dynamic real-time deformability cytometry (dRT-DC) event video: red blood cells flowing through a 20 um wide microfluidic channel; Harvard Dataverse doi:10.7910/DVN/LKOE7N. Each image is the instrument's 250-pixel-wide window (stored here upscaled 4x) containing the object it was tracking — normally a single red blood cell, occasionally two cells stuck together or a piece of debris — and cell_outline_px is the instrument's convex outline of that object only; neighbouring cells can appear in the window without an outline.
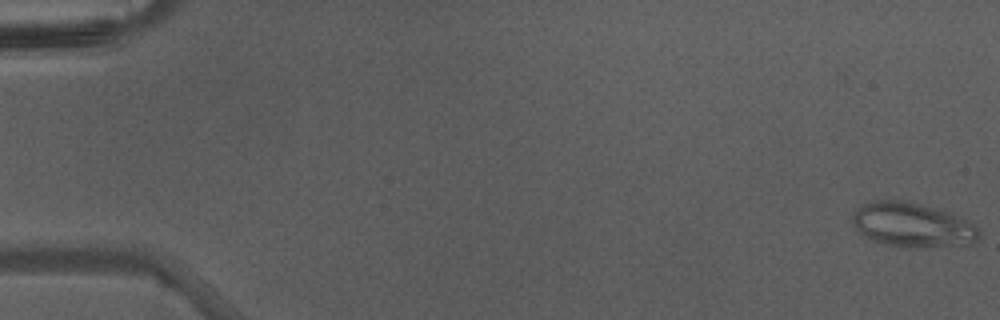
{"species": "Egyptian fruit bat (a non-hibernating species)", "species_latin": "Rousettus aegyptiacus", "temperature_condition": "warm", "stored_images_in_passage": 46, "camera_frame_rate_fps": 3000, "um_per_image_px": 0.085, "animal": {"sex": "male"}, "frame": {"image": 1, "passage_image": 1, "time_ms": 0.0, "image_size_px": [1000, 320], "cell_outline_px": [[980, 236], [976, 240], [968, 244], [928, 248], [900, 248], [880, 244], [868, 240], [852, 224], [852, 216], [860, 204], [876, 200], [904, 200], [920, 204], [948, 212], [972, 224], [980, 232]], "centroid_in_image_um": [77.48, 19.15], "position_along_channel_um": 7.5, "area_um2": 33.12}}
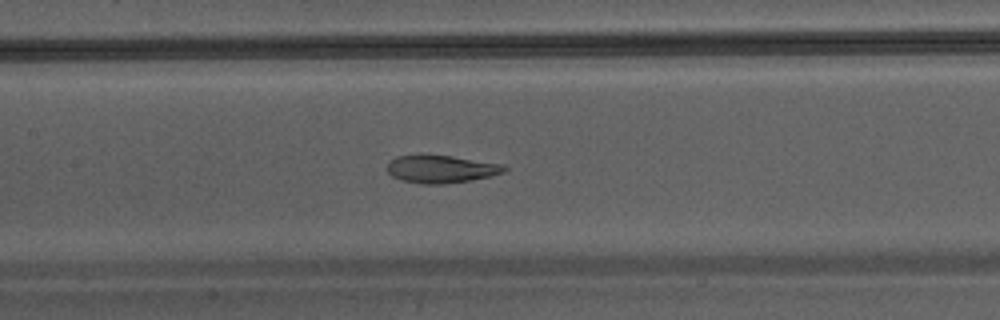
{"frame": {"image": 2, "passage_image": 23, "time_ms": 7.333, "image_size_px": [1000, 320], "cell_outline_px": [[508, 168], [504, 172], [492, 176], [472, 180], [444, 184], [424, 184], [400, 180], [392, 176], [384, 168], [396, 156], [420, 152], [452, 156], [504, 164]], "centroid_in_image_um": [37.46, 14.34], "position_along_channel_um": 169.9, "area_um2": 19.65}}
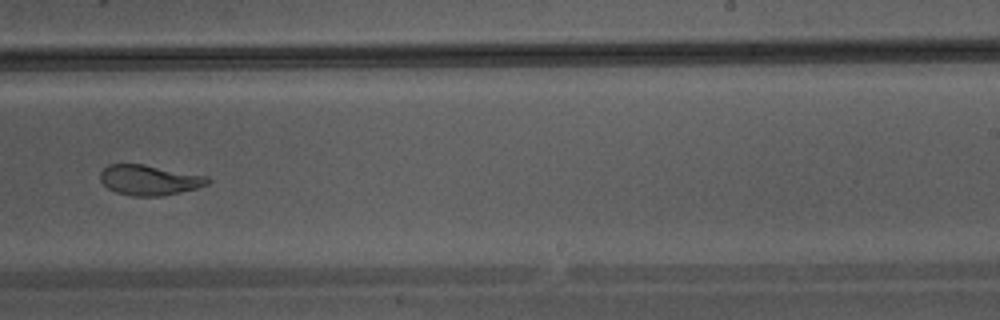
{"frame": {"image": 3, "passage_image": 30, "time_ms": 9.667, "image_size_px": [1000, 320], "cell_outline_px": [[212, 180], [208, 184], [196, 188], [180, 192], [160, 196], [132, 196], [116, 192], [108, 188], [100, 180], [100, 172], [108, 164], [144, 164], [208, 176]], "centroid_in_image_um": [12.7, 15.3], "position_along_channel_um": 276.3, "area_um2": 18.96}}